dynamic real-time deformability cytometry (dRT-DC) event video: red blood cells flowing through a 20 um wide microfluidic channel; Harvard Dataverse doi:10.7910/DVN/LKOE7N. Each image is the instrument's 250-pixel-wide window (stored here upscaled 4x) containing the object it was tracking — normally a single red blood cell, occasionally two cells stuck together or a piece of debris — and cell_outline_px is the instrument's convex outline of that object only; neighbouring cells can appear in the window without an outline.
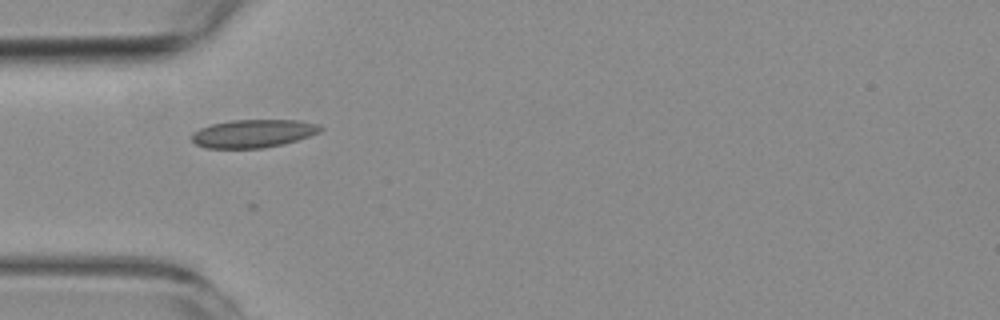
{"species": "common noctule bat (a hibernating species)", "species_latin": "Nyctalus noctula", "temperature_condition": "room temperature", "stored_images_in_passage": 4, "camera_frame_rate_fps": 3000, "um_per_image_px": 0.085, "animal": {"sex": "female", "body_mass_g": 19.3, "forearm_length_mm": 54.1}, "frame": {"image": 1, "passage_image": 3, "time_ms": 2.333, "image_size_px": [1000, 320], "cell_outline_px": [[324, 128], [320, 132], [296, 140], [264, 148], [204, 148], [196, 144], [192, 140], [192, 132], [200, 128], [212, 124], [232, 120], [300, 120], [320, 124]], "centroid_in_image_um": [21.53, 11.34], "position_along_channel_um": 63.5, "area_um2": 21.04}}
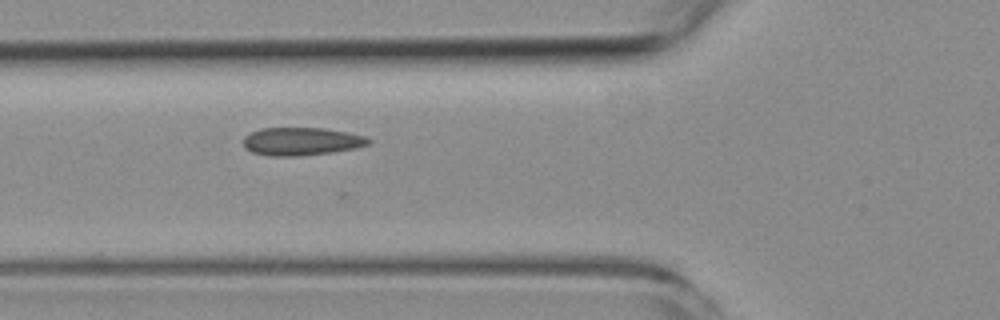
{"frame": {"image": 2, "passage_image": 4, "time_ms": 3.333, "image_size_px": [1000, 320], "cell_outline_px": [[372, 140], [368, 144], [356, 148], [332, 152], [300, 156], [268, 156], [252, 152], [244, 148], [244, 136], [260, 128], [324, 128], [348, 132], [364, 136]], "centroid_in_image_um": [25.61, 12.02], "position_along_channel_um": 100.2, "area_um2": 20.46}}